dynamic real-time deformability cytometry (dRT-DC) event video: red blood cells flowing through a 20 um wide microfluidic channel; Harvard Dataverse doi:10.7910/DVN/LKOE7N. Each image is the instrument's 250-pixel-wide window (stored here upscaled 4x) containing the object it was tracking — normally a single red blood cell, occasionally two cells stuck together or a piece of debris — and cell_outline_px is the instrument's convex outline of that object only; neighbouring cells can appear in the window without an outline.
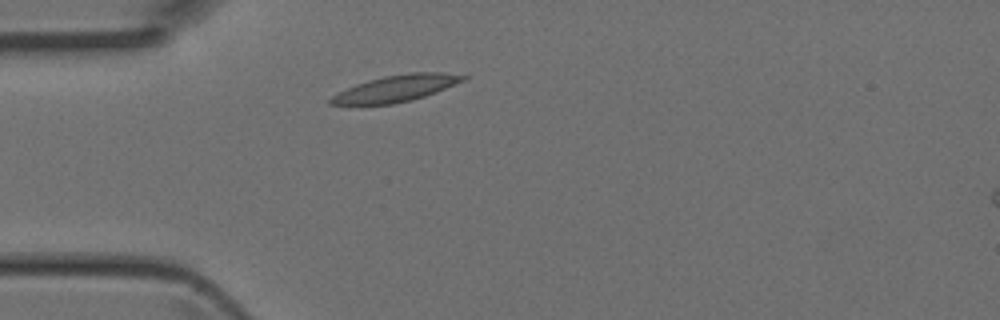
{"species": "Egyptian fruit bat (a non-hibernating species)", "species_latin": "Rousettus aegyptiacus", "temperature_condition": "room temperature", "stored_images_in_passage": 1, "camera_frame_rate_fps": 3000, "um_per_image_px": 0.085, "animal": {"sex": "female"}, "frame": {"image": 1, "passage_image": 1, "time_ms": 0.0, "image_size_px": [1000, 320], "cell_outline_px": [[468, 76], [464, 80], [436, 92], [412, 100], [392, 104], [328, 104], [328, 100], [336, 92], [356, 84], [368, 80], [384, 76], [412, 72], [444, 72]], "centroid_in_image_um": [33.64, 7.51], "position_along_channel_um": 51.4, "area_um2": 20.29}}